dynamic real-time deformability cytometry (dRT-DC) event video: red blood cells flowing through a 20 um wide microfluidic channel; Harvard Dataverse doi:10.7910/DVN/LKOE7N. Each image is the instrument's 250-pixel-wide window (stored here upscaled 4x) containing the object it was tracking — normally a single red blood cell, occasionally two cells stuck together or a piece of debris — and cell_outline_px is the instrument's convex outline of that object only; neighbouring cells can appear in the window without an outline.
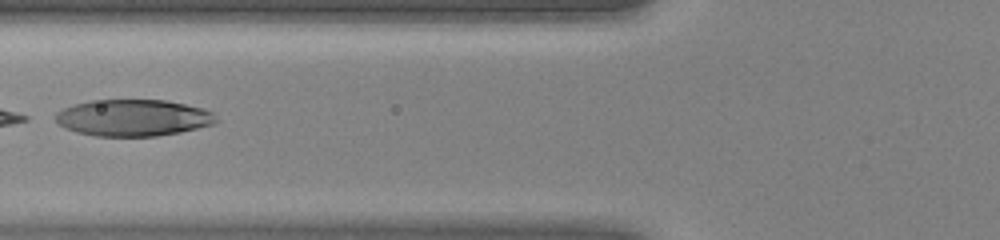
{"species": "human", "species_latin": "Homo sapiens", "temperature_condition": "warm", "stored_images_in_passage": 44, "segment_of_instrument_passage": [2, 2], "camera_frame_rate_fps": 3000, "um_per_image_px": 0.085, "donor": {"sex": "female"}, "frame": {"image": 1, "passage_image": 18, "time_ms": 5.667, "image_size_px": [1000, 240], "cell_outline_px": [[216, 120], [212, 124], [180, 132], [156, 136], [96, 136], [76, 132], [64, 128], [56, 120], [56, 112], [64, 108], [76, 104], [92, 100], [164, 100], [184, 104], [200, 108], [212, 112]], "centroid_in_image_um": [11.27, 10.01], "position_along_channel_um": 114.5, "area_um2": 33.87}}
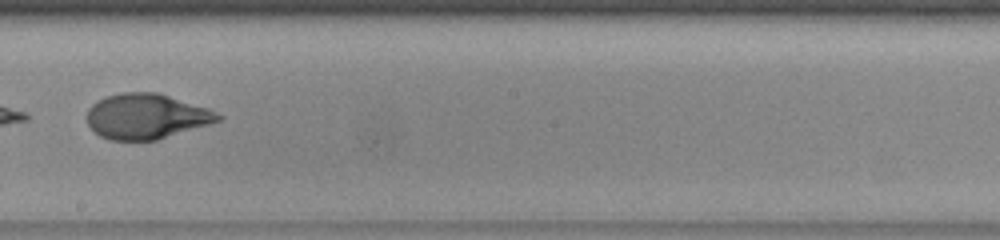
{"frame": {"image": 2, "passage_image": 26, "time_ms": 8.333, "image_size_px": [1000, 240], "cell_outline_px": [[224, 116], [220, 120], [208, 124], [156, 140], [112, 140], [100, 136], [88, 124], [88, 108], [92, 104], [108, 96], [124, 92], [156, 92], [208, 108]], "centroid_in_image_um": [12.44, 9.89], "position_along_channel_um": 235.8, "area_um2": 34.04}}
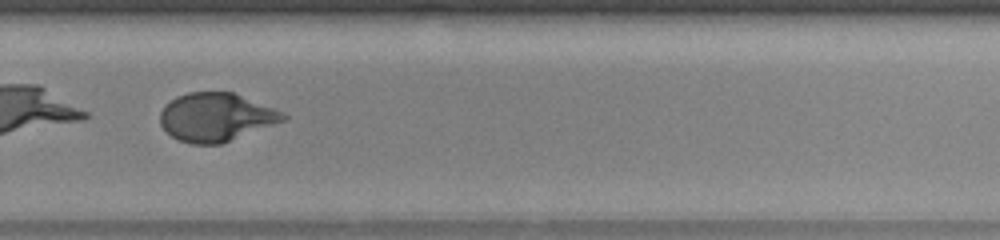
{"frame": {"image": 3, "passage_image": 31, "time_ms": 10.0, "image_size_px": [1000, 240], "cell_outline_px": [[288, 120], [220, 144], [192, 144], [180, 140], [172, 136], [160, 124], [160, 112], [176, 96], [188, 92], [232, 92], [284, 112], [288, 116]], "centroid_in_image_um": [18.4, 9.96], "position_along_channel_um": 311.4, "area_um2": 34.51}}